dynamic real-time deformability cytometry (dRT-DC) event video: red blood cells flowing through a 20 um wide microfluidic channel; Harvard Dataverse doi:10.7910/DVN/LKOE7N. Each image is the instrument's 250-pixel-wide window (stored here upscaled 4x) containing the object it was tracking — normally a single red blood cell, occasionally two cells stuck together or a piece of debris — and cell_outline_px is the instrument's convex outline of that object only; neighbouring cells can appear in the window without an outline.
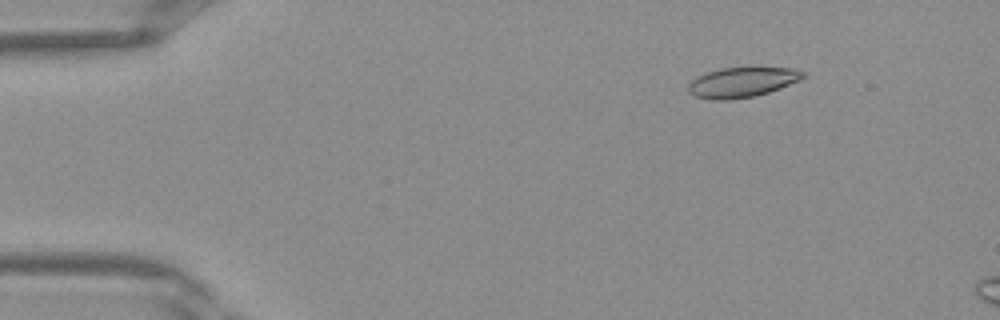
{"species": "Egyptian fruit bat (a non-hibernating species)", "species_latin": "Rousettus aegyptiacus", "temperature_condition": "warm", "stored_images_in_passage": 10, "camera_frame_rate_fps": 3000, "um_per_image_px": 0.085, "frame": {"image": 1, "passage_image": 6, "time_ms": 1.667, "image_size_px": [1000, 320], "cell_outline_px": [[808, 76], [800, 80], [780, 88], [768, 92], [752, 96], [728, 100], [712, 100], [696, 96], [688, 92], [688, 84], [696, 76], [704, 72], [720, 68], [752, 64], [792, 68], [804, 72]], "centroid_in_image_um": [63.11, 6.92], "position_along_channel_um": 21.9, "area_um2": 21.1}}